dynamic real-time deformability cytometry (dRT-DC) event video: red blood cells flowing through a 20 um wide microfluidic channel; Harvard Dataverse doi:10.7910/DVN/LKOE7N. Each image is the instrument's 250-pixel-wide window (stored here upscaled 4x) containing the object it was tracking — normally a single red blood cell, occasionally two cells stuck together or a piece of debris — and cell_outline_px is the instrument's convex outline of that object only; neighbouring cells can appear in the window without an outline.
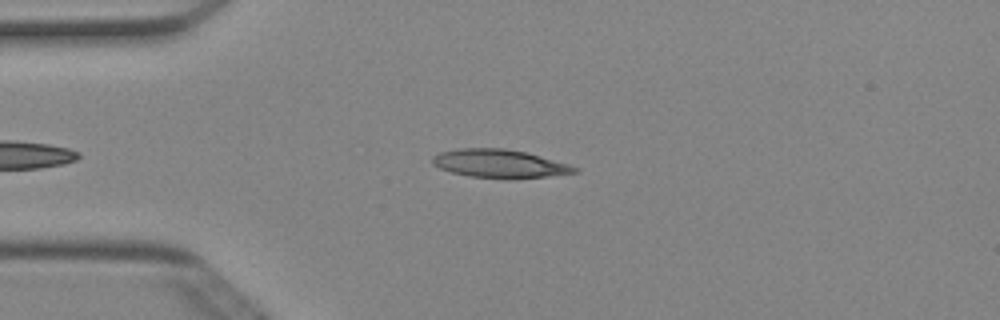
{"species": "Egyptian fruit bat (a non-hibernating species)", "species_latin": "Rousettus aegyptiacus", "temperature_condition": "cold", "stored_images_in_passage": 38, "camera_frame_rate_fps": 3000, "um_per_image_px": 0.085, "animal": {"sex": "female"}, "frame": {"image": 1, "passage_image": 4, "time_ms": 1.0, "image_size_px": [1000, 320], "cell_outline_px": [[580, 172], [548, 176], [512, 180], [504, 180], [468, 176], [452, 172], [440, 168], [432, 164], [432, 156], [440, 152], [456, 148], [504, 148], [524, 152], [540, 156], [568, 164], [580, 168]], "centroid_in_image_um": [42.46, 13.93], "position_along_channel_um": 42.5, "area_um2": 23.87}}
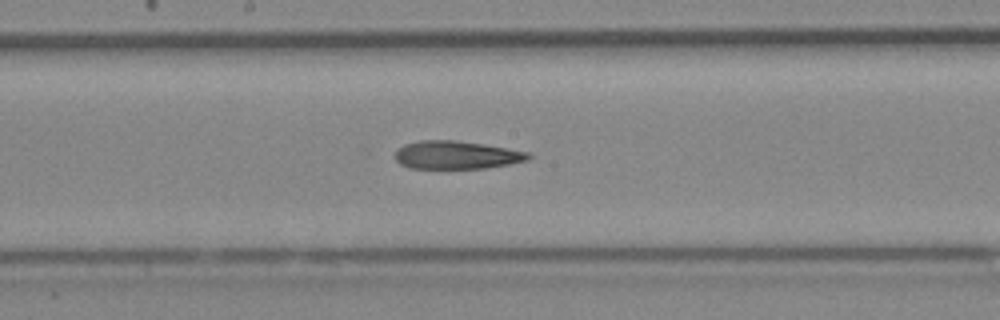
{"frame": {"image": 2, "passage_image": 18, "time_ms": 5.667, "image_size_px": [1000, 320], "cell_outline_px": [[532, 156], [528, 160], [508, 164], [484, 168], [408, 168], [400, 164], [396, 160], [396, 148], [404, 144], [420, 140], [456, 140], [484, 144], [532, 152]], "centroid_in_image_um": [38.81, 13.16], "position_along_channel_um": 209.4, "area_um2": 21.96}}
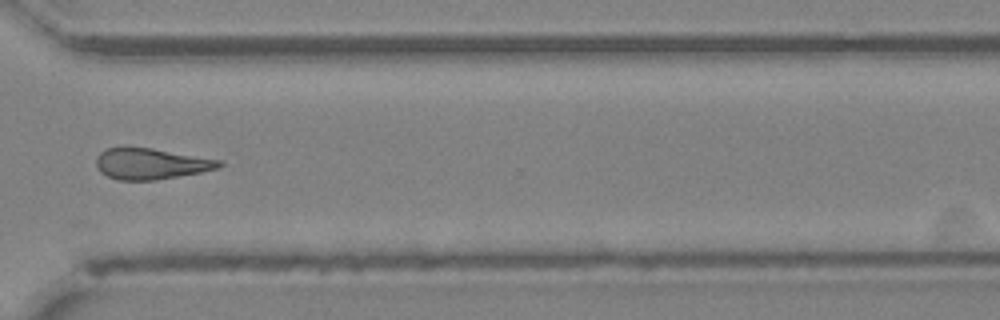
{"frame": {"image": 3, "passage_image": 29, "time_ms": 9.333, "image_size_px": [1000, 320], "cell_outline_px": [[224, 164], [220, 168], [200, 172], [156, 180], [116, 180], [100, 172], [96, 164], [96, 156], [100, 152], [108, 148], [120, 144], [152, 148], [224, 160]], "centroid_in_image_um": [12.81, 13.88], "position_along_channel_um": 357.8, "area_um2": 22.89}}